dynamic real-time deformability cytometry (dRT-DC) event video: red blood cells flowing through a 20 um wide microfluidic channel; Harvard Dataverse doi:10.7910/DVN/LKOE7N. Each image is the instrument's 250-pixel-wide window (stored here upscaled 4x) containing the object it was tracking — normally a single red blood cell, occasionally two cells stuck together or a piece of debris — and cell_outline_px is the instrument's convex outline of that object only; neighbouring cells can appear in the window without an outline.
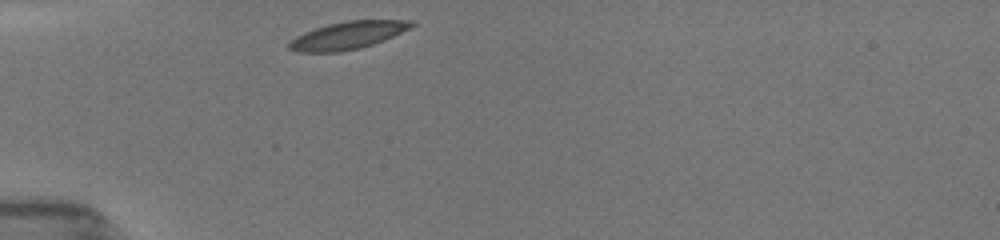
{"species": "common noctule bat (a hibernating species)", "species_latin": "Nyctalus noctula", "temperature_condition": "room temperature", "stored_images_in_passage": 28, "camera_frame_rate_fps": 3000, "um_per_image_px": 0.085, "animal": {"sex": "female", "body_mass_g": 19.5, "forearm_length_mm": 54.1}, "frame": {"image": 1, "passage_image": 1, "time_ms": 0.0, "image_size_px": [1000, 240], "cell_outline_px": [[416, 24], [412, 28], [384, 40], [360, 48], [340, 52], [296, 52], [288, 48], [288, 44], [296, 36], [304, 32], [328, 24], [348, 20], [412, 20]], "centroid_in_image_um": [29.59, 3.0], "position_along_channel_um": 55.4, "area_um2": 19.71}}
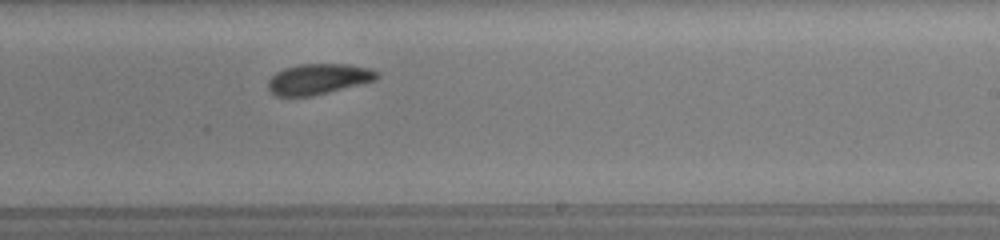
{"frame": {"image": 2, "passage_image": 17, "time_ms": 5.667, "image_size_px": [1000, 240], "cell_outline_px": [[380, 76], [376, 80], [312, 96], [276, 96], [268, 88], [268, 80], [276, 72], [284, 68], [300, 64], [348, 64], [372, 68], [380, 72]], "centroid_in_image_um": [27.1, 6.7], "position_along_channel_um": 261.9, "area_um2": 19.48}}
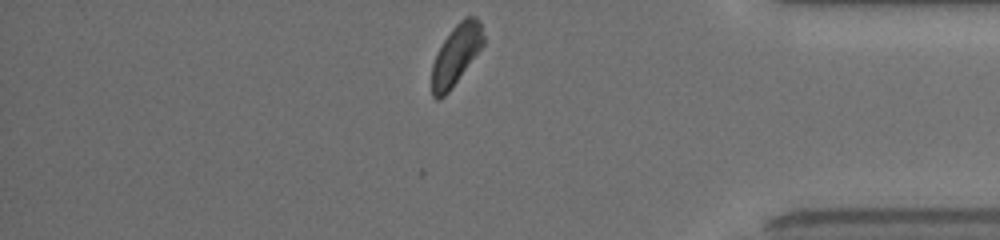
{"frame": {"image": 3, "passage_image": 28, "time_ms": 9.667, "image_size_px": [1000, 240], "cell_outline_px": [[484, 44], [448, 92], [440, 100], [436, 100], [432, 96], [432, 64], [436, 52], [452, 28], [464, 16], [476, 16], [480, 20], [484, 36]], "centroid_in_image_um": [38.76, 4.63], "position_along_channel_um": 396.4, "area_um2": 18.03}, "authors_computed_cell_mechanics": {"area_um2": 19.5364, "velocity_mm_per_s": 3.8935, "shape_relaxation_time_tau1_ms": 2.2016, "shape_relaxation_time_tau2_ms": 3.1912, "deformation_change_tau1": 0.1029, "deformation_change_tau2": 0.0744}}